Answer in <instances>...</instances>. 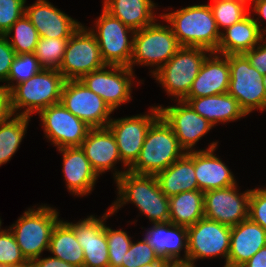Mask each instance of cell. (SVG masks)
Returning a JSON list of instances; mask_svg holds the SVG:
<instances>
[{
    "label": "cell",
    "instance_id": "1",
    "mask_svg": "<svg viewBox=\"0 0 266 267\" xmlns=\"http://www.w3.org/2000/svg\"><path fill=\"white\" fill-rule=\"evenodd\" d=\"M117 199L110 206L114 214L130 202L153 223L169 222V198L160 189L155 175L136 174L129 170L117 180Z\"/></svg>",
    "mask_w": 266,
    "mask_h": 267
},
{
    "label": "cell",
    "instance_id": "2",
    "mask_svg": "<svg viewBox=\"0 0 266 267\" xmlns=\"http://www.w3.org/2000/svg\"><path fill=\"white\" fill-rule=\"evenodd\" d=\"M170 24L173 34L181 47H202L216 52L221 32L209 4H198L178 9L177 11L160 14Z\"/></svg>",
    "mask_w": 266,
    "mask_h": 267
},
{
    "label": "cell",
    "instance_id": "3",
    "mask_svg": "<svg viewBox=\"0 0 266 267\" xmlns=\"http://www.w3.org/2000/svg\"><path fill=\"white\" fill-rule=\"evenodd\" d=\"M65 79L58 70L42 69L9 91L11 114L30 117L61 101ZM21 109H24L22 112ZM18 111V112H17Z\"/></svg>",
    "mask_w": 266,
    "mask_h": 267
},
{
    "label": "cell",
    "instance_id": "4",
    "mask_svg": "<svg viewBox=\"0 0 266 267\" xmlns=\"http://www.w3.org/2000/svg\"><path fill=\"white\" fill-rule=\"evenodd\" d=\"M172 128L160 116L147 131L140 155L129 171L156 175L185 154Z\"/></svg>",
    "mask_w": 266,
    "mask_h": 267
},
{
    "label": "cell",
    "instance_id": "5",
    "mask_svg": "<svg viewBox=\"0 0 266 267\" xmlns=\"http://www.w3.org/2000/svg\"><path fill=\"white\" fill-rule=\"evenodd\" d=\"M46 205H40L37 209L28 208L9 227L28 262L42 257V252L49 250L52 230L60 219L59 212Z\"/></svg>",
    "mask_w": 266,
    "mask_h": 267
},
{
    "label": "cell",
    "instance_id": "6",
    "mask_svg": "<svg viewBox=\"0 0 266 267\" xmlns=\"http://www.w3.org/2000/svg\"><path fill=\"white\" fill-rule=\"evenodd\" d=\"M156 21L135 31L129 66L132 70H134V64L156 67L150 71L153 75L181 48L171 27L156 23Z\"/></svg>",
    "mask_w": 266,
    "mask_h": 267
},
{
    "label": "cell",
    "instance_id": "7",
    "mask_svg": "<svg viewBox=\"0 0 266 267\" xmlns=\"http://www.w3.org/2000/svg\"><path fill=\"white\" fill-rule=\"evenodd\" d=\"M209 53V50L202 47H181L152 76L162 85L168 96L174 97L175 101H183Z\"/></svg>",
    "mask_w": 266,
    "mask_h": 267
},
{
    "label": "cell",
    "instance_id": "8",
    "mask_svg": "<svg viewBox=\"0 0 266 267\" xmlns=\"http://www.w3.org/2000/svg\"><path fill=\"white\" fill-rule=\"evenodd\" d=\"M95 25L96 30L94 28L88 29L98 42L104 63L106 65L129 67L135 31L104 9H102V14L95 21Z\"/></svg>",
    "mask_w": 266,
    "mask_h": 267
},
{
    "label": "cell",
    "instance_id": "9",
    "mask_svg": "<svg viewBox=\"0 0 266 267\" xmlns=\"http://www.w3.org/2000/svg\"><path fill=\"white\" fill-rule=\"evenodd\" d=\"M230 82L228 93L233 96L240 108L249 115L252 111L266 110V91L261 75L250 65L244 54L228 55Z\"/></svg>",
    "mask_w": 266,
    "mask_h": 267
},
{
    "label": "cell",
    "instance_id": "10",
    "mask_svg": "<svg viewBox=\"0 0 266 267\" xmlns=\"http://www.w3.org/2000/svg\"><path fill=\"white\" fill-rule=\"evenodd\" d=\"M105 65L95 36L81 24L68 39L59 72L65 80H79Z\"/></svg>",
    "mask_w": 266,
    "mask_h": 267
},
{
    "label": "cell",
    "instance_id": "11",
    "mask_svg": "<svg viewBox=\"0 0 266 267\" xmlns=\"http://www.w3.org/2000/svg\"><path fill=\"white\" fill-rule=\"evenodd\" d=\"M187 230L188 259L186 262L195 265L198 259L223 257L224 267H227L231 227L203 217L194 225L187 227Z\"/></svg>",
    "mask_w": 266,
    "mask_h": 267
},
{
    "label": "cell",
    "instance_id": "12",
    "mask_svg": "<svg viewBox=\"0 0 266 267\" xmlns=\"http://www.w3.org/2000/svg\"><path fill=\"white\" fill-rule=\"evenodd\" d=\"M133 74L134 71L130 67L105 65L85 74L79 80L85 87L100 96L114 112L132 98Z\"/></svg>",
    "mask_w": 266,
    "mask_h": 267
},
{
    "label": "cell",
    "instance_id": "13",
    "mask_svg": "<svg viewBox=\"0 0 266 267\" xmlns=\"http://www.w3.org/2000/svg\"><path fill=\"white\" fill-rule=\"evenodd\" d=\"M160 117L158 106H152L149 114H137L125 118L111 119L107 127L113 133L123 168H129L136 162L140 155L147 131Z\"/></svg>",
    "mask_w": 266,
    "mask_h": 267
},
{
    "label": "cell",
    "instance_id": "14",
    "mask_svg": "<svg viewBox=\"0 0 266 267\" xmlns=\"http://www.w3.org/2000/svg\"><path fill=\"white\" fill-rule=\"evenodd\" d=\"M63 106L91 128L107 127L112 110L80 80H65L61 91Z\"/></svg>",
    "mask_w": 266,
    "mask_h": 267
},
{
    "label": "cell",
    "instance_id": "15",
    "mask_svg": "<svg viewBox=\"0 0 266 267\" xmlns=\"http://www.w3.org/2000/svg\"><path fill=\"white\" fill-rule=\"evenodd\" d=\"M45 137L57 149L80 147L91 127L67 110L61 102L39 113Z\"/></svg>",
    "mask_w": 266,
    "mask_h": 267
},
{
    "label": "cell",
    "instance_id": "16",
    "mask_svg": "<svg viewBox=\"0 0 266 267\" xmlns=\"http://www.w3.org/2000/svg\"><path fill=\"white\" fill-rule=\"evenodd\" d=\"M238 192L237 184L204 192V217L229 227L248 219L251 189Z\"/></svg>",
    "mask_w": 266,
    "mask_h": 267
},
{
    "label": "cell",
    "instance_id": "17",
    "mask_svg": "<svg viewBox=\"0 0 266 267\" xmlns=\"http://www.w3.org/2000/svg\"><path fill=\"white\" fill-rule=\"evenodd\" d=\"M158 107L160 116L172 128L185 152L195 150V144L214 127L185 101H178L175 106Z\"/></svg>",
    "mask_w": 266,
    "mask_h": 267
},
{
    "label": "cell",
    "instance_id": "18",
    "mask_svg": "<svg viewBox=\"0 0 266 267\" xmlns=\"http://www.w3.org/2000/svg\"><path fill=\"white\" fill-rule=\"evenodd\" d=\"M113 215L110 208L100 218L90 215L84 220L67 222L84 252V267H109V254L104 225Z\"/></svg>",
    "mask_w": 266,
    "mask_h": 267
},
{
    "label": "cell",
    "instance_id": "19",
    "mask_svg": "<svg viewBox=\"0 0 266 267\" xmlns=\"http://www.w3.org/2000/svg\"><path fill=\"white\" fill-rule=\"evenodd\" d=\"M80 147L99 177L105 171L114 169L113 178L116 181L128 171H118L114 168L119 161L122 163V160L115 137L108 127L91 128Z\"/></svg>",
    "mask_w": 266,
    "mask_h": 267
},
{
    "label": "cell",
    "instance_id": "20",
    "mask_svg": "<svg viewBox=\"0 0 266 267\" xmlns=\"http://www.w3.org/2000/svg\"><path fill=\"white\" fill-rule=\"evenodd\" d=\"M25 15L36 28L39 37L70 38L81 25L48 0H36L32 5L25 6Z\"/></svg>",
    "mask_w": 266,
    "mask_h": 267
},
{
    "label": "cell",
    "instance_id": "21",
    "mask_svg": "<svg viewBox=\"0 0 266 267\" xmlns=\"http://www.w3.org/2000/svg\"><path fill=\"white\" fill-rule=\"evenodd\" d=\"M230 67L228 55L210 52L204 59L198 76L186 98L207 97L228 93Z\"/></svg>",
    "mask_w": 266,
    "mask_h": 267
},
{
    "label": "cell",
    "instance_id": "22",
    "mask_svg": "<svg viewBox=\"0 0 266 267\" xmlns=\"http://www.w3.org/2000/svg\"><path fill=\"white\" fill-rule=\"evenodd\" d=\"M145 233V239L161 259L169 262H186L188 259V230L171 222L153 223ZM184 249L183 258L180 251ZM181 257V258H180Z\"/></svg>",
    "mask_w": 266,
    "mask_h": 267
},
{
    "label": "cell",
    "instance_id": "23",
    "mask_svg": "<svg viewBox=\"0 0 266 267\" xmlns=\"http://www.w3.org/2000/svg\"><path fill=\"white\" fill-rule=\"evenodd\" d=\"M217 146L218 142H212L205 150H195V176L202 192L237 184L229 167L214 155Z\"/></svg>",
    "mask_w": 266,
    "mask_h": 267
},
{
    "label": "cell",
    "instance_id": "24",
    "mask_svg": "<svg viewBox=\"0 0 266 267\" xmlns=\"http://www.w3.org/2000/svg\"><path fill=\"white\" fill-rule=\"evenodd\" d=\"M63 154V174L66 187L72 195L87 196L98 180L90 161L81 147H65L58 149Z\"/></svg>",
    "mask_w": 266,
    "mask_h": 267
},
{
    "label": "cell",
    "instance_id": "25",
    "mask_svg": "<svg viewBox=\"0 0 266 267\" xmlns=\"http://www.w3.org/2000/svg\"><path fill=\"white\" fill-rule=\"evenodd\" d=\"M266 246V230L249 218L231 227L227 267H241Z\"/></svg>",
    "mask_w": 266,
    "mask_h": 267
},
{
    "label": "cell",
    "instance_id": "26",
    "mask_svg": "<svg viewBox=\"0 0 266 267\" xmlns=\"http://www.w3.org/2000/svg\"><path fill=\"white\" fill-rule=\"evenodd\" d=\"M155 176L161 192L168 198L181 192L198 190L195 176V150L186 152Z\"/></svg>",
    "mask_w": 266,
    "mask_h": 267
},
{
    "label": "cell",
    "instance_id": "27",
    "mask_svg": "<svg viewBox=\"0 0 266 267\" xmlns=\"http://www.w3.org/2000/svg\"><path fill=\"white\" fill-rule=\"evenodd\" d=\"M192 109L208 120L213 126L218 123L233 122L247 116L238 101L229 93L207 97L185 98Z\"/></svg>",
    "mask_w": 266,
    "mask_h": 267
},
{
    "label": "cell",
    "instance_id": "28",
    "mask_svg": "<svg viewBox=\"0 0 266 267\" xmlns=\"http://www.w3.org/2000/svg\"><path fill=\"white\" fill-rule=\"evenodd\" d=\"M222 31L216 53L223 55L244 54L264 39L251 13Z\"/></svg>",
    "mask_w": 266,
    "mask_h": 267
},
{
    "label": "cell",
    "instance_id": "29",
    "mask_svg": "<svg viewBox=\"0 0 266 267\" xmlns=\"http://www.w3.org/2000/svg\"><path fill=\"white\" fill-rule=\"evenodd\" d=\"M156 4L152 0H104L103 9L123 24L138 31L152 24L157 18Z\"/></svg>",
    "mask_w": 266,
    "mask_h": 267
},
{
    "label": "cell",
    "instance_id": "30",
    "mask_svg": "<svg viewBox=\"0 0 266 267\" xmlns=\"http://www.w3.org/2000/svg\"><path fill=\"white\" fill-rule=\"evenodd\" d=\"M53 257L59 258L75 267H84V252L77 241L74 229L67 221L59 220L54 226L48 250Z\"/></svg>",
    "mask_w": 266,
    "mask_h": 267
},
{
    "label": "cell",
    "instance_id": "31",
    "mask_svg": "<svg viewBox=\"0 0 266 267\" xmlns=\"http://www.w3.org/2000/svg\"><path fill=\"white\" fill-rule=\"evenodd\" d=\"M204 192L191 190L169 197V222L189 227L204 217Z\"/></svg>",
    "mask_w": 266,
    "mask_h": 267
},
{
    "label": "cell",
    "instance_id": "32",
    "mask_svg": "<svg viewBox=\"0 0 266 267\" xmlns=\"http://www.w3.org/2000/svg\"><path fill=\"white\" fill-rule=\"evenodd\" d=\"M30 117L10 114L0 121V166L18 151L29 125Z\"/></svg>",
    "mask_w": 266,
    "mask_h": 267
},
{
    "label": "cell",
    "instance_id": "33",
    "mask_svg": "<svg viewBox=\"0 0 266 267\" xmlns=\"http://www.w3.org/2000/svg\"><path fill=\"white\" fill-rule=\"evenodd\" d=\"M5 37L16 54L34 53L39 40L36 28L25 14L9 28Z\"/></svg>",
    "mask_w": 266,
    "mask_h": 267
},
{
    "label": "cell",
    "instance_id": "34",
    "mask_svg": "<svg viewBox=\"0 0 266 267\" xmlns=\"http://www.w3.org/2000/svg\"><path fill=\"white\" fill-rule=\"evenodd\" d=\"M68 39L39 37L34 54L43 69L59 71Z\"/></svg>",
    "mask_w": 266,
    "mask_h": 267
},
{
    "label": "cell",
    "instance_id": "35",
    "mask_svg": "<svg viewBox=\"0 0 266 267\" xmlns=\"http://www.w3.org/2000/svg\"><path fill=\"white\" fill-rule=\"evenodd\" d=\"M209 6L220 32L221 27L226 29L250 13L248 5L241 0H213Z\"/></svg>",
    "mask_w": 266,
    "mask_h": 267
},
{
    "label": "cell",
    "instance_id": "36",
    "mask_svg": "<svg viewBox=\"0 0 266 267\" xmlns=\"http://www.w3.org/2000/svg\"><path fill=\"white\" fill-rule=\"evenodd\" d=\"M42 69L34 53L16 54L6 81L8 84L4 86L10 91L15 85L30 79Z\"/></svg>",
    "mask_w": 266,
    "mask_h": 267
},
{
    "label": "cell",
    "instance_id": "37",
    "mask_svg": "<svg viewBox=\"0 0 266 267\" xmlns=\"http://www.w3.org/2000/svg\"><path fill=\"white\" fill-rule=\"evenodd\" d=\"M107 238L109 267H121L125 254L128 252L132 243L131 237L126 231L119 229L113 230L104 225Z\"/></svg>",
    "mask_w": 266,
    "mask_h": 267
},
{
    "label": "cell",
    "instance_id": "38",
    "mask_svg": "<svg viewBox=\"0 0 266 267\" xmlns=\"http://www.w3.org/2000/svg\"><path fill=\"white\" fill-rule=\"evenodd\" d=\"M0 265L3 267L29 265L10 229H0Z\"/></svg>",
    "mask_w": 266,
    "mask_h": 267
},
{
    "label": "cell",
    "instance_id": "39",
    "mask_svg": "<svg viewBox=\"0 0 266 267\" xmlns=\"http://www.w3.org/2000/svg\"><path fill=\"white\" fill-rule=\"evenodd\" d=\"M160 259V256L144 237L137 243L132 241L121 267H141L145 264L157 262Z\"/></svg>",
    "mask_w": 266,
    "mask_h": 267
},
{
    "label": "cell",
    "instance_id": "40",
    "mask_svg": "<svg viewBox=\"0 0 266 267\" xmlns=\"http://www.w3.org/2000/svg\"><path fill=\"white\" fill-rule=\"evenodd\" d=\"M26 0H0V35L25 14Z\"/></svg>",
    "mask_w": 266,
    "mask_h": 267
},
{
    "label": "cell",
    "instance_id": "41",
    "mask_svg": "<svg viewBox=\"0 0 266 267\" xmlns=\"http://www.w3.org/2000/svg\"><path fill=\"white\" fill-rule=\"evenodd\" d=\"M248 218L266 230V187L251 189Z\"/></svg>",
    "mask_w": 266,
    "mask_h": 267
},
{
    "label": "cell",
    "instance_id": "42",
    "mask_svg": "<svg viewBox=\"0 0 266 267\" xmlns=\"http://www.w3.org/2000/svg\"><path fill=\"white\" fill-rule=\"evenodd\" d=\"M15 55L5 35H0V82L7 81Z\"/></svg>",
    "mask_w": 266,
    "mask_h": 267
},
{
    "label": "cell",
    "instance_id": "43",
    "mask_svg": "<svg viewBox=\"0 0 266 267\" xmlns=\"http://www.w3.org/2000/svg\"><path fill=\"white\" fill-rule=\"evenodd\" d=\"M266 39V38H265ZM263 39L250 51L244 53L250 62L261 75H266V40Z\"/></svg>",
    "mask_w": 266,
    "mask_h": 267
},
{
    "label": "cell",
    "instance_id": "44",
    "mask_svg": "<svg viewBox=\"0 0 266 267\" xmlns=\"http://www.w3.org/2000/svg\"><path fill=\"white\" fill-rule=\"evenodd\" d=\"M29 265L30 267H75L74 265L53 256L36 258L29 262Z\"/></svg>",
    "mask_w": 266,
    "mask_h": 267
},
{
    "label": "cell",
    "instance_id": "45",
    "mask_svg": "<svg viewBox=\"0 0 266 267\" xmlns=\"http://www.w3.org/2000/svg\"><path fill=\"white\" fill-rule=\"evenodd\" d=\"M11 114L9 108V91L4 85L0 86V121L6 119Z\"/></svg>",
    "mask_w": 266,
    "mask_h": 267
},
{
    "label": "cell",
    "instance_id": "46",
    "mask_svg": "<svg viewBox=\"0 0 266 267\" xmlns=\"http://www.w3.org/2000/svg\"><path fill=\"white\" fill-rule=\"evenodd\" d=\"M252 6L253 7H252L251 11H253L254 13H256L259 16L256 19L254 18V21L257 23L258 28L260 30V33L264 37L266 34V29H264V28L261 29L260 26L262 25V23L261 24H259V23L262 22V20H260L261 17L266 20V0H258L256 2H254Z\"/></svg>",
    "mask_w": 266,
    "mask_h": 267
},
{
    "label": "cell",
    "instance_id": "47",
    "mask_svg": "<svg viewBox=\"0 0 266 267\" xmlns=\"http://www.w3.org/2000/svg\"><path fill=\"white\" fill-rule=\"evenodd\" d=\"M241 267H266V246L257 251L244 265Z\"/></svg>",
    "mask_w": 266,
    "mask_h": 267
},
{
    "label": "cell",
    "instance_id": "48",
    "mask_svg": "<svg viewBox=\"0 0 266 267\" xmlns=\"http://www.w3.org/2000/svg\"><path fill=\"white\" fill-rule=\"evenodd\" d=\"M169 263V261L165 260V259H160L157 262H152L150 264H145L141 267H166L167 264Z\"/></svg>",
    "mask_w": 266,
    "mask_h": 267
},
{
    "label": "cell",
    "instance_id": "49",
    "mask_svg": "<svg viewBox=\"0 0 266 267\" xmlns=\"http://www.w3.org/2000/svg\"><path fill=\"white\" fill-rule=\"evenodd\" d=\"M166 267H196L190 262H169Z\"/></svg>",
    "mask_w": 266,
    "mask_h": 267
},
{
    "label": "cell",
    "instance_id": "50",
    "mask_svg": "<svg viewBox=\"0 0 266 267\" xmlns=\"http://www.w3.org/2000/svg\"><path fill=\"white\" fill-rule=\"evenodd\" d=\"M241 1H243L247 5L248 4L250 5V3H254V2L258 1V0H241ZM248 2H250V3H248Z\"/></svg>",
    "mask_w": 266,
    "mask_h": 267
},
{
    "label": "cell",
    "instance_id": "51",
    "mask_svg": "<svg viewBox=\"0 0 266 267\" xmlns=\"http://www.w3.org/2000/svg\"><path fill=\"white\" fill-rule=\"evenodd\" d=\"M262 82L264 84V88H265V91H266V75H263Z\"/></svg>",
    "mask_w": 266,
    "mask_h": 267
},
{
    "label": "cell",
    "instance_id": "52",
    "mask_svg": "<svg viewBox=\"0 0 266 267\" xmlns=\"http://www.w3.org/2000/svg\"><path fill=\"white\" fill-rule=\"evenodd\" d=\"M18 267H30V265L18 266Z\"/></svg>",
    "mask_w": 266,
    "mask_h": 267
},
{
    "label": "cell",
    "instance_id": "53",
    "mask_svg": "<svg viewBox=\"0 0 266 267\" xmlns=\"http://www.w3.org/2000/svg\"><path fill=\"white\" fill-rule=\"evenodd\" d=\"M1 225H2V220H1V218H0V229H1Z\"/></svg>",
    "mask_w": 266,
    "mask_h": 267
}]
</instances>
